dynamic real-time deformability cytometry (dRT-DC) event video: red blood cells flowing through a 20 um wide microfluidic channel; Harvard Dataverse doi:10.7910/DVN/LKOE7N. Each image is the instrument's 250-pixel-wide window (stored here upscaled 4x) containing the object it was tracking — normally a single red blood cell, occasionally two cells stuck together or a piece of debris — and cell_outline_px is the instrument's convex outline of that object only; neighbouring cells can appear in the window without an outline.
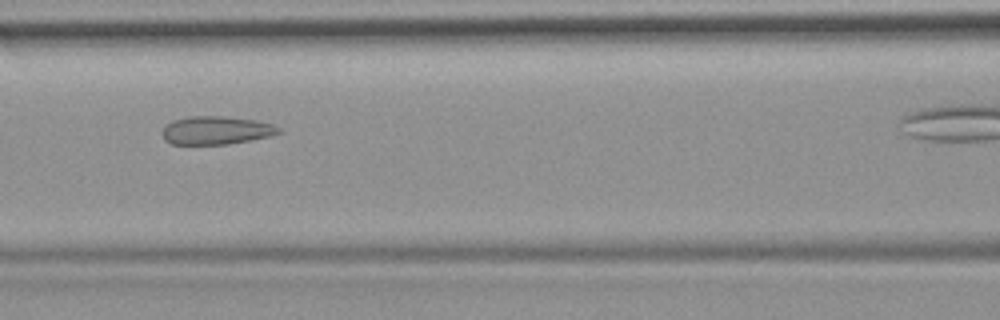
{"species": "common noctule bat (a hibernating species)", "species_latin": "Nyctalus noctula", "temperature_condition": "room temperature", "stored_images_in_passage": 30, "camera_frame_rate_fps": 3000, "um_per_image_px": 0.085, "animal": {"sex": "female", "body_mass_g": 19.9}, "frame": {"image": 1, "passage_image": 9, "time_ms": 2.667, "image_size_px": [1000, 320], "cell_outline_px": [[280, 132], [268, 136], [228, 144], [172, 144], [164, 140], [160, 132], [172, 120], [192, 116], [220, 116], [256, 120], [276, 124], [280, 128]], "centroid_in_image_um": [18.35, 11.07], "position_along_channel_um": 148.2, "area_um2": 19.07}}